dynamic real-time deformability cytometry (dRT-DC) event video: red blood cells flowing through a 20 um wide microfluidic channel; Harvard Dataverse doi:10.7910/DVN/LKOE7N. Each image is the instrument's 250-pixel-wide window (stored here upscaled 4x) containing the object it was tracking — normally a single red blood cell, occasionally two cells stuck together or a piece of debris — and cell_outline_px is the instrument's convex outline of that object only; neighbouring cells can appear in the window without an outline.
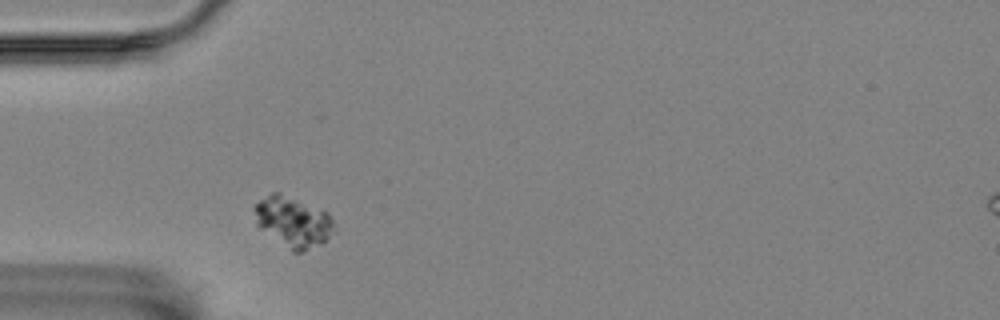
{"species": "Egyptian fruit bat (a non-hibernating species)", "species_latin": "Rousettus aegyptiacus", "temperature_condition": "room temperature", "stored_images_in_passage": 2, "camera_frame_rate_fps": 3000, "um_per_image_px": 0.085, "animal": {"sex": "female"}, "frame": {"image": 1, "passage_image": 1, "time_ms": 0.0, "image_size_px": [1000, 320], "cell_outline_px": [[336, 232], [320, 244], [304, 252], [292, 252], [260, 228], [256, 224], [256, 204], [260, 200], [272, 192], [280, 192], [328, 212], [332, 220]], "centroid_in_image_um": [24.95, 18.87], "position_along_channel_um": 60.1, "area_um2": 23.29}}